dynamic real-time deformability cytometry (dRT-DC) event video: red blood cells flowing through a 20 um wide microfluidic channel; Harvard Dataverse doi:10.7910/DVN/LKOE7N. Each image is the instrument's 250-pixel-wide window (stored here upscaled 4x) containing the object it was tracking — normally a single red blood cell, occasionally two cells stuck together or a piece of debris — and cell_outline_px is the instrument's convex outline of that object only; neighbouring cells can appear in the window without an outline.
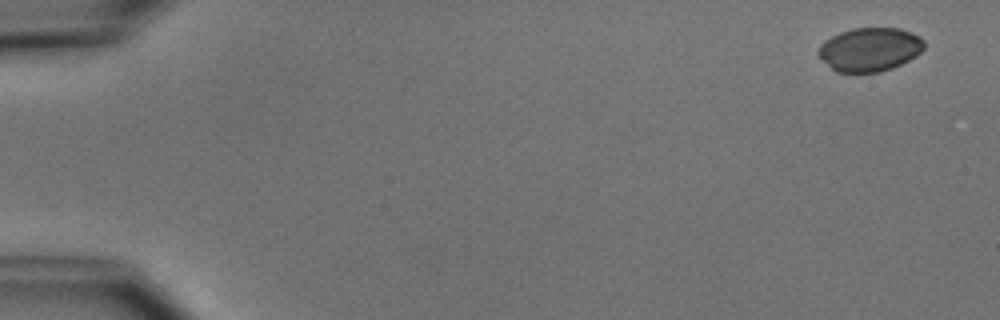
{"species": "common noctule bat (a hibernating species)", "species_latin": "Nyctalus noctula", "temperature_condition": "cold", "stored_images_in_passage": 6, "camera_frame_rate_fps": 3000, "um_per_image_px": 0.085, "animal": {"sex": "male", "body_mass_g": 15.6}, "frame": {"image": 1, "passage_image": 1, "time_ms": 0.0, "image_size_px": [1000, 320], "cell_outline_px": [[924, 48], [916, 56], [892, 68], [880, 72], [836, 72], [816, 52], [820, 44], [824, 40], [840, 32], [852, 28], [900, 28], [912, 32], [920, 36], [924, 40]], "centroid_in_image_um": [73.94, 4.19], "position_along_channel_um": 11.1, "area_um2": 26.93}}
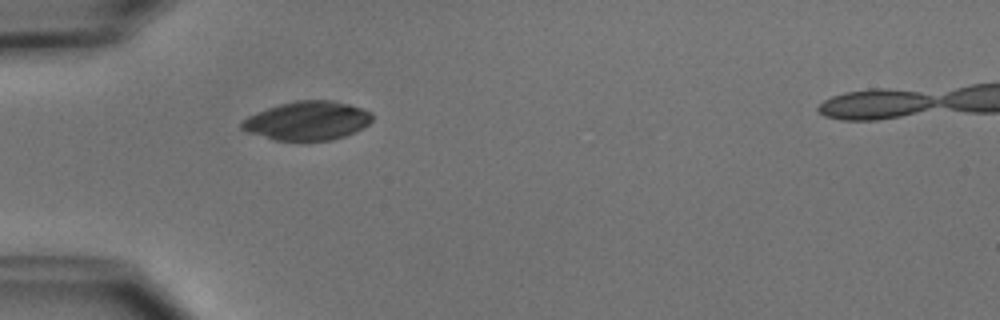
{"frame": {"image": 2, "passage_image": 5, "time_ms": 4.667, "image_size_px": [1000, 320], "cell_outline_px": [[372, 120], [368, 124], [344, 136], [332, 140], [276, 140], [248, 132], [240, 128], [240, 124], [248, 116], [256, 112], [280, 104], [296, 100], [332, 100], [348, 104], [372, 112]], "centroid_in_image_um": [26.11, 10.25], "position_along_channel_um": 58.9, "area_um2": 29.13}}